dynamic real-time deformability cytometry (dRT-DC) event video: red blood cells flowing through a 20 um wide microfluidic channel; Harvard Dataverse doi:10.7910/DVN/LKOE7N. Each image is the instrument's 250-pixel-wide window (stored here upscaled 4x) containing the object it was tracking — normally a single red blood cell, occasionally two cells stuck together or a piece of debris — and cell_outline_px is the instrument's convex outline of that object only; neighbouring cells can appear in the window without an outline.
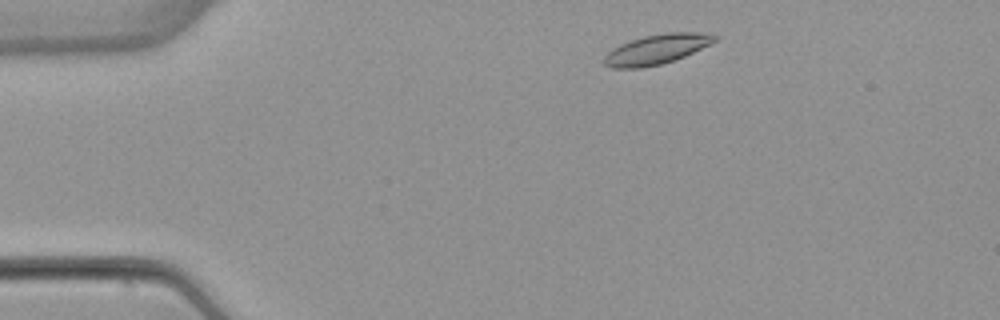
{"species": "common noctule bat (a hibernating species)", "species_latin": "Nyctalus noctula", "temperature_condition": "warm", "stored_images_in_passage": 47, "camera_frame_rate_fps": 3000, "um_per_image_px": 0.085, "animal": {"sex": "female", "body_mass_g": 22.7, "forearm_length_mm": 54.2}, "frame": {"image": 1, "passage_image": 3, "time_ms": 0.667, "image_size_px": [1000, 320], "cell_outline_px": [[716, 40], [712, 44], [684, 56], [660, 64], [640, 68], [612, 68], [604, 64], [604, 56], [612, 48], [620, 44], [644, 36], [664, 32], [700, 32], [716, 36]], "centroid_in_image_um": [55.8, 4.18], "position_along_channel_um": 29.2, "area_um2": 19.07}}
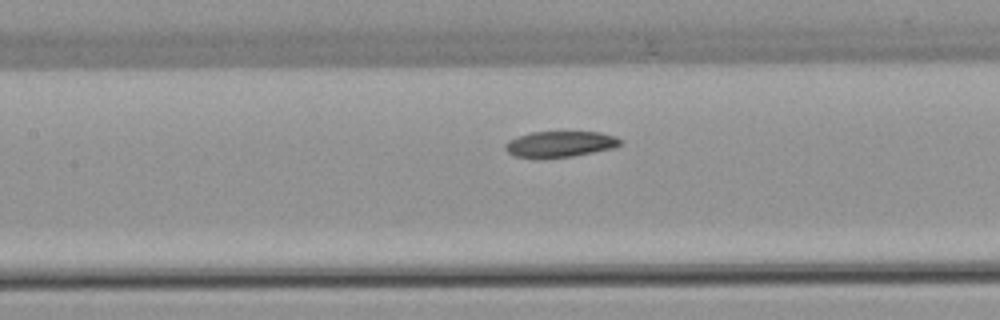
{"frame": {"image": 2, "passage_image": 18, "time_ms": 5.667, "image_size_px": [1000, 320], "cell_outline_px": [[624, 140], [620, 144], [612, 148], [572, 156], [536, 160], [532, 160], [516, 156], [508, 152], [504, 148], [504, 144], [508, 140], [532, 132], [600, 132], [616, 136]], "centroid_in_image_um": [47.56, 12.27], "position_along_channel_um": 159.8, "area_um2": 17.69}}
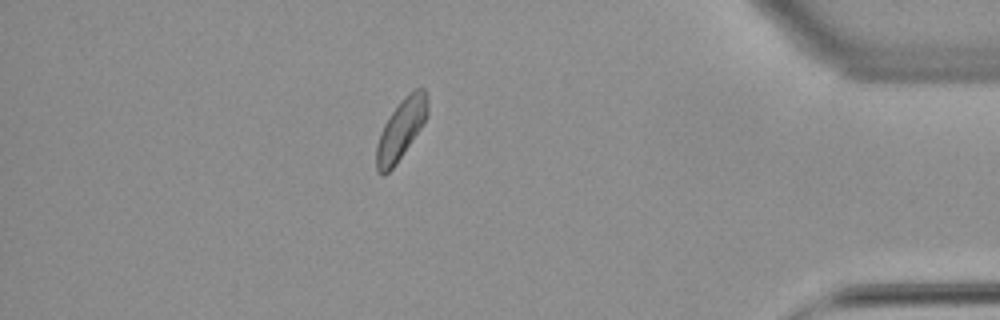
{"frame": {"image": 3, "passage_image": 40, "time_ms": 13.0, "image_size_px": [1000, 320], "cell_outline_px": [[428, 116], [396, 164], [384, 176], [380, 176], [376, 172], [376, 148], [380, 132], [384, 124], [400, 100], [408, 92], [416, 88], [424, 88], [428, 96]], "centroid_in_image_um": [34.08, 10.99], "position_along_channel_um": 401.1, "area_um2": 18.03}, "authors_computed_cell_mechanics": {"area_um2": 18.1492, "velocity_mm_per_s": 3.8459, "shape_relaxation_time_tau1_ms": 6.3666, "shape_relaxation_time_tau2_ms": null, "deformation_change_tau1": 0.1152, "deformation_change_tau2": null}}